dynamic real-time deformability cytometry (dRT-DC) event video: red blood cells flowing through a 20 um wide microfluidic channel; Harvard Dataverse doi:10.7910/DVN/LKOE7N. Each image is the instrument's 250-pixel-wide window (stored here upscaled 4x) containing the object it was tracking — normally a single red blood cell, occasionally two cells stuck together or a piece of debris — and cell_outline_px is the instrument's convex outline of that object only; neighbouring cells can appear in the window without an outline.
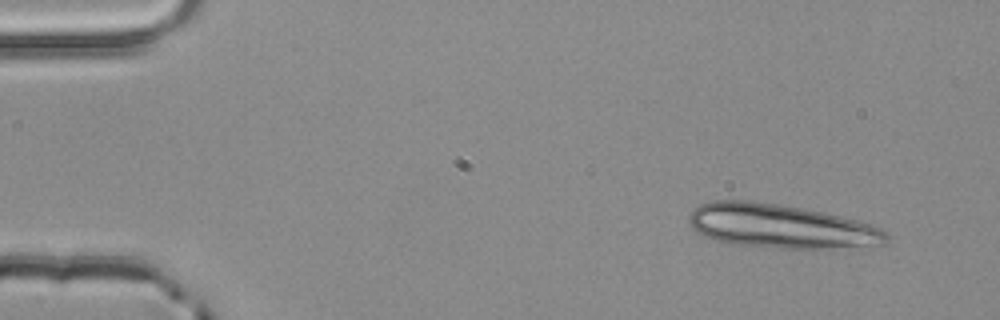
{"species": "common noctule bat (a hibernating species)", "species_latin": "Nyctalus noctula", "temperature_condition": "room temperature", "stored_images_in_passage": 3, "camera_frame_rate_fps": 3000, "um_per_image_px": 0.085, "animal": {"sex": "male", "body_mass_g": 20.4}, "frame": {"image": 1, "passage_image": 1, "time_ms": 0.0, "image_size_px": [1000, 320], "cell_outline_px": [[888, 240], [884, 244], [824, 248], [784, 248], [732, 244], [716, 240], [704, 236], [696, 232], [692, 228], [688, 220], [688, 216], [692, 208], [700, 204], [712, 200], [748, 200], [776, 204], [824, 212], [872, 224], [888, 232]], "centroid_in_image_um": [66.31, 19.21], "position_along_channel_um": 18.7, "area_um2": 50.46}}